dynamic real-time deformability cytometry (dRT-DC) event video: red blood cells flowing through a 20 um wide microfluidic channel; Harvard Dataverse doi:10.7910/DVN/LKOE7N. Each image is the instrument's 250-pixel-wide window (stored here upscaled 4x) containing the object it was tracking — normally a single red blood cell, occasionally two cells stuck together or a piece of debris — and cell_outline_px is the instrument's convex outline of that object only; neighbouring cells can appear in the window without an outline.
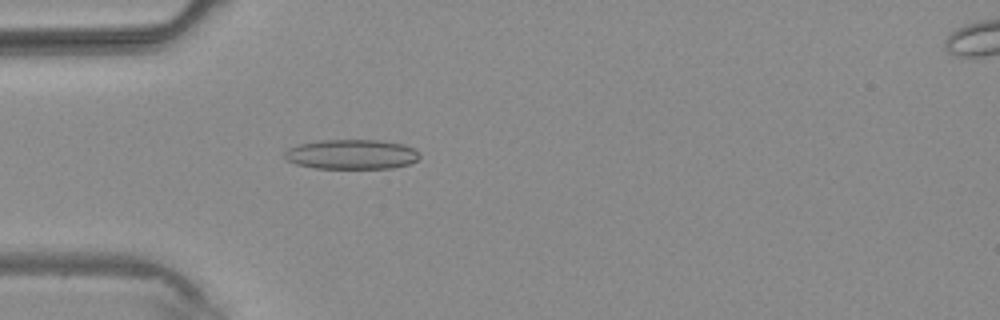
{"species": "common noctule bat (a hibernating species)", "species_latin": "Nyctalus noctula", "temperature_condition": "warm", "stored_images_in_passage": 4, "camera_frame_rate_fps": 3000, "um_per_image_px": 0.085, "animal": {"sex": "male", "body_mass_g": 20.4}, "frame": {"image": 1, "passage_image": 3, "time_ms": 2.333, "image_size_px": [1000, 320], "cell_outline_px": [[420, 156], [416, 160], [408, 164], [392, 168], [316, 168], [296, 164], [284, 160], [284, 152], [288, 148], [300, 144], [320, 140], [380, 140], [404, 144], [416, 148], [420, 152]], "centroid_in_image_um": [29.89, 13.11], "position_along_channel_um": 55.1, "area_um2": 23.58}}